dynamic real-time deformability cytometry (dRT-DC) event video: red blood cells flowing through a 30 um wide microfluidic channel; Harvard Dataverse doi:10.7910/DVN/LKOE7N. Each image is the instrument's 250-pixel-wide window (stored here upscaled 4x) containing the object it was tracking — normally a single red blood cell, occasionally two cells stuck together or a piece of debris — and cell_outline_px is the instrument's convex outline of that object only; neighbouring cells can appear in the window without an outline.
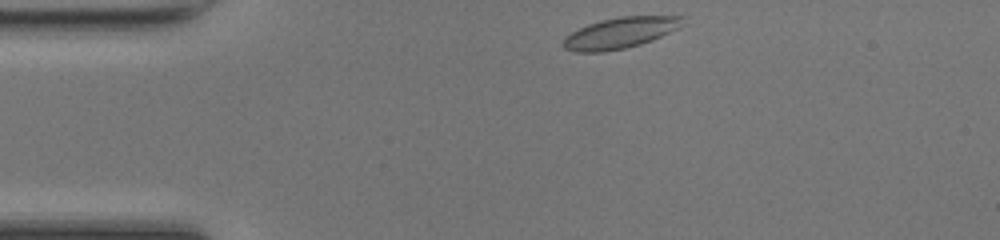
{"species": "common noctule bat (a hibernating species)", "species_latin": "Nyctalus noctula", "temperature_condition": "room temperature", "stored_images_in_passage": 40, "camera_frame_rate_fps": 3000, "um_per_image_px": 0.085, "animal": {"sex": "female", "body_mass_g": 17.0, "forearm_length_mm": 48.0}, "frame": {"image": 1, "passage_image": 1, "time_ms": 0.0, "image_size_px": [1000, 240], "cell_outline_px": [[684, 16], [676, 28], [652, 40], [640, 44], [624, 48], [604, 52], [576, 52], [564, 48], [564, 36], [588, 24], [600, 20], [620, 16]], "centroid_in_image_um": [52.64, 2.8], "position_along_channel_um": 32.4, "area_um2": 21.1}}
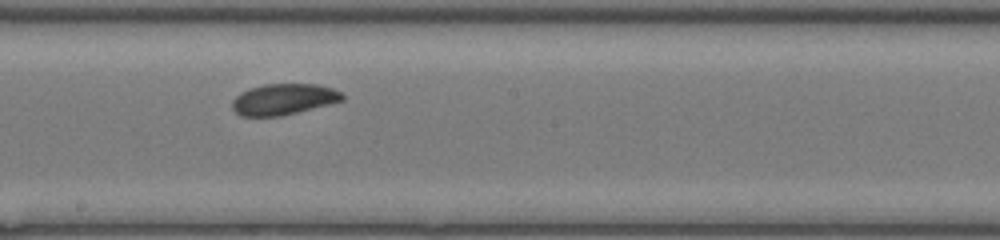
{"frame": {"image": 2, "passage_image": 18, "time_ms": 5.667, "image_size_px": [1000, 240], "cell_outline_px": [[344, 100], [280, 116], [240, 116], [232, 108], [232, 100], [240, 92], [248, 88], [264, 84], [316, 84], [332, 88], [340, 92], [344, 96]], "centroid_in_image_um": [24.06, 8.43], "position_along_channel_um": 224.1, "area_um2": 19.83}}
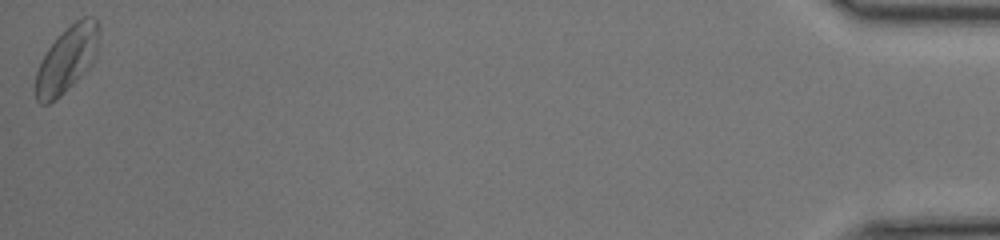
{"frame": {"image": 3, "passage_image": 40, "time_ms": 13.0, "image_size_px": [1000, 240], "cell_outline_px": [[100, 28], [96, 56], [92, 64], [56, 100], [48, 104], [40, 104], [36, 100], [36, 72], [40, 60], [48, 48], [76, 20], [84, 16], [92, 16], [96, 20]], "centroid_in_image_um": [5.69, 5.05], "position_along_channel_um": 429.5, "area_um2": 24.04}, "authors_computed_cell_mechanics": {"area_um2": 20.4612, "velocity_mm_per_s": 4.2385, "shape_relaxation_time_tau1_ms": 2.0136, "shape_relaxation_time_tau2_ms": null, "deformation_change_tau1": 0.0704, "deformation_change_tau2": null}}